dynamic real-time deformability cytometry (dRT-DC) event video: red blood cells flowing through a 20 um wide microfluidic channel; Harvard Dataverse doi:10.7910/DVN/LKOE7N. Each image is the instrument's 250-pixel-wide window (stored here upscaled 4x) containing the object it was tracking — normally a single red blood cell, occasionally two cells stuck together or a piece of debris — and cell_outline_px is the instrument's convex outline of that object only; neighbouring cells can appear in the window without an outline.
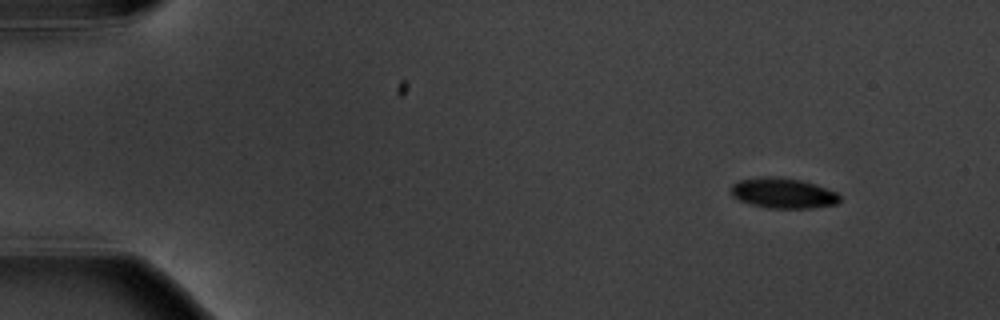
{"species": "common noctule bat (a hibernating species)", "species_latin": "Nyctalus noctula", "temperature_condition": "warm", "stored_images_in_passage": 5, "camera_frame_rate_fps": 3000, "um_per_image_px": 0.085, "animal": {"sex": "male", "body_mass_g": 20.1, "forearm_length_mm": 53.5}, "frame": {"image": 1, "passage_image": 1, "time_ms": 0.0, "image_size_px": [1000, 320], "cell_outline_px": [[840, 200], [836, 204], [812, 208], [768, 208], [752, 204], [740, 200], [732, 196], [728, 188], [732, 184], [740, 180], [768, 176], [776, 176], [800, 180], [816, 184], [836, 192], [840, 196]], "centroid_in_image_um": [66.54, 16.41], "position_along_channel_um": 18.5, "area_um2": 19.25}}
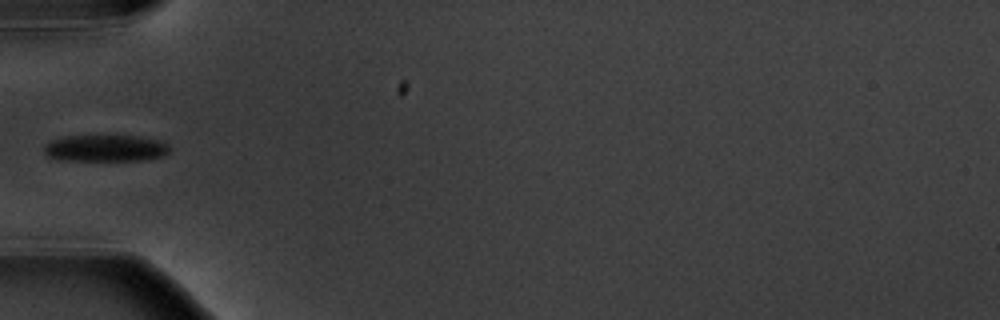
{"frame": {"image": 2, "passage_image": 5, "time_ms": 4.667, "image_size_px": [1000, 320], "cell_outline_px": [[172, 148], [164, 156], [148, 160], [56, 160], [48, 156], [44, 152], [44, 144], [52, 140], [68, 136], [136, 136], [160, 140], [168, 144]], "centroid_in_image_um": [9.0, 12.6], "position_along_channel_um": 76.0, "area_um2": 19.65}}